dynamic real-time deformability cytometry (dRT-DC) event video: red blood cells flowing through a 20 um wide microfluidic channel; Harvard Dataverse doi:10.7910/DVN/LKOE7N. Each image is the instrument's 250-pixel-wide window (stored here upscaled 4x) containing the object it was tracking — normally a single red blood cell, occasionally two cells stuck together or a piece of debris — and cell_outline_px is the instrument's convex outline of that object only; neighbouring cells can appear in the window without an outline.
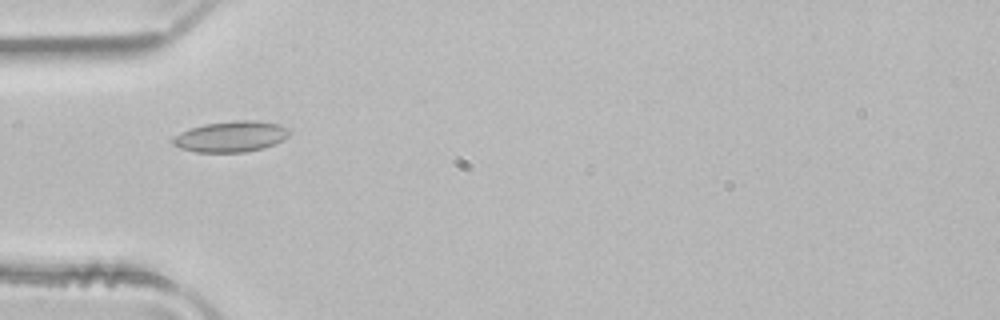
{"species": "common noctule bat (a hibernating species)", "species_latin": "Nyctalus noctula", "temperature_condition": "room temperature", "stored_images_in_passage": 1, "camera_frame_rate_fps": 3000, "um_per_image_px": 0.085, "animal": {"sex": "male", "body_mass_g": 21.5, "forearm_length_mm": 52.0}, "frame": {"image": 1, "passage_image": 1, "time_ms": 0.0, "image_size_px": [1000, 320], "cell_outline_px": [[292, 132], [288, 136], [264, 148], [244, 152], [196, 152], [180, 148], [172, 144], [172, 140], [180, 132], [204, 124], [236, 120], [260, 120], [280, 124], [292, 128]], "centroid_in_image_um": [19.68, 11.59], "position_along_channel_um": 65.3, "area_um2": 21.04}}